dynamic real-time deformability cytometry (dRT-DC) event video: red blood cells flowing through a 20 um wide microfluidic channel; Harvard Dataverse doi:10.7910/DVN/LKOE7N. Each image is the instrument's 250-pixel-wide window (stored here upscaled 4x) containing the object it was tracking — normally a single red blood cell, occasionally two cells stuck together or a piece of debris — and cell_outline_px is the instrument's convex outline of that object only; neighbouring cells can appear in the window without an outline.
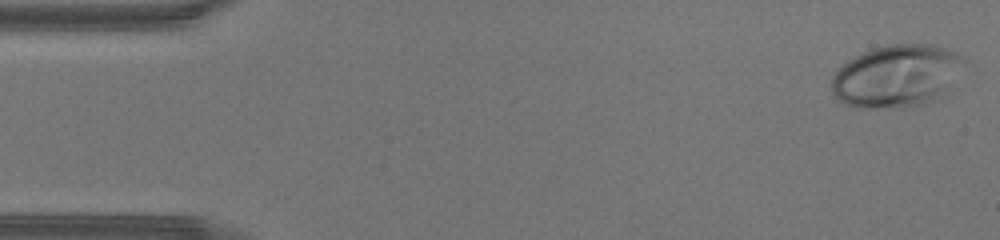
{"species": "human", "species_latin": "Homo sapiens", "temperature_condition": "warm", "stored_images_in_passage": 44, "camera_frame_rate_fps": 3000, "um_per_image_px": 0.085, "donor": {"sex": "male"}, "frame": {"image": 1, "passage_image": 1, "time_ms": 0.0, "image_size_px": [1000, 240], "cell_outline_px": [[964, 60], [948, 92], [936, 100], [912, 108], [856, 108], [840, 100], [832, 92], [832, 76], [848, 60], [872, 48], [888, 44], [936, 44], [964, 56]], "centroid_in_image_um": [76.24, 6.47], "position_along_channel_um": 8.8, "area_um2": 48.49}}
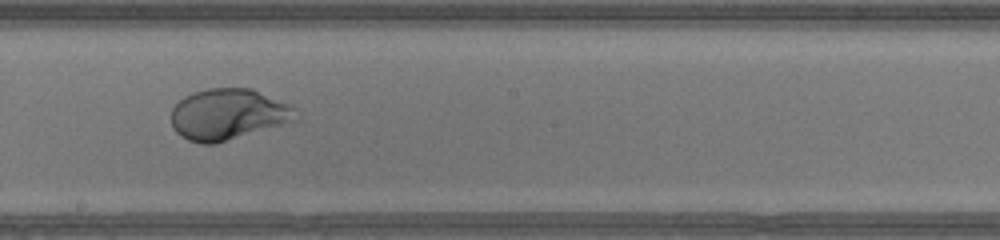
{"frame": {"image": 2, "passage_image": 24, "time_ms": 7.667, "image_size_px": [1000, 240], "cell_outline_px": [[300, 120], [216, 144], [200, 144], [188, 140], [180, 136], [172, 128], [172, 108], [184, 96], [192, 92], [208, 88], [252, 88], [288, 104], [296, 108]], "centroid_in_image_um": [19.41, 9.73], "position_along_channel_um": 228.8, "area_um2": 37.63}}
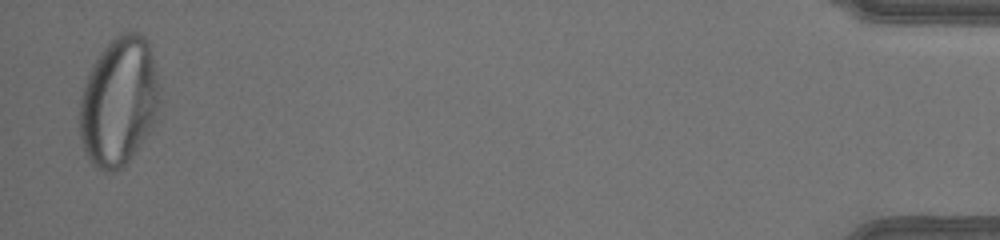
{"frame": {"image": 3, "passage_image": 43, "time_ms": 14.0, "image_size_px": [1000, 240], "cell_outline_px": [[160, 92], [156, 116], [144, 140], [132, 156], [116, 172], [104, 172], [96, 168], [92, 164], [84, 152], [80, 140], [80, 96], [84, 84], [100, 52], [116, 36], [124, 32], [140, 32], [148, 40], [156, 68]], "centroid_in_image_um": [10.1, 8.65], "position_along_channel_um": 425.1, "area_um2": 60.05}}